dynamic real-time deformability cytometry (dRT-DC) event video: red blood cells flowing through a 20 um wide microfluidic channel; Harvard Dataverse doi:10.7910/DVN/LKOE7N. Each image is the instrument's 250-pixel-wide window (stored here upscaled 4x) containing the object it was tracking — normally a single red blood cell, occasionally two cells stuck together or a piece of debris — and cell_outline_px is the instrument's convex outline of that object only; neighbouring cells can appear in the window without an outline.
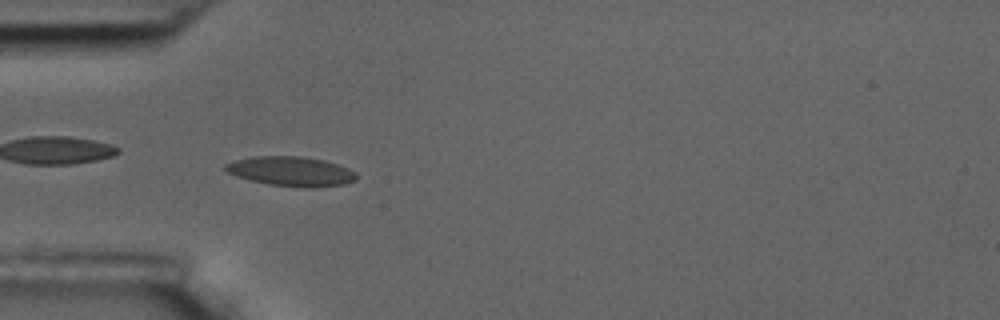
{"species": "common noctule bat (a hibernating species)", "species_latin": "Nyctalus noctula", "temperature_condition": "room temperature", "stored_images_in_passage": 56, "camera_frame_rate_fps": 3000, "um_per_image_px": 0.085, "animal": {"sex": "male", "body_mass_g": 17.5, "forearm_length_mm": 52.3}, "frame": {"image": 1, "passage_image": 17, "time_ms": 5.333, "image_size_px": [1000, 320], "cell_outline_px": [[356, 180], [344, 184], [312, 188], [308, 188], [268, 184], [236, 176], [228, 172], [224, 168], [224, 164], [232, 160], [256, 156], [300, 156], [324, 160], [348, 168], [356, 172]], "centroid_in_image_um": [24.73, 14.56], "position_along_channel_um": 60.3, "area_um2": 22.54}, "authors_computed_cell_mechanics": {"area_um2": 20.8369, "velocity_mm_per_s": 3.5884, "shape_relaxation_time_tau1_ms": 4.2531, "shape_relaxation_time_tau2_ms": 1.2846, "deformation_change_tau1": 0.13, "deformation_change_tau2": 0.0609}}